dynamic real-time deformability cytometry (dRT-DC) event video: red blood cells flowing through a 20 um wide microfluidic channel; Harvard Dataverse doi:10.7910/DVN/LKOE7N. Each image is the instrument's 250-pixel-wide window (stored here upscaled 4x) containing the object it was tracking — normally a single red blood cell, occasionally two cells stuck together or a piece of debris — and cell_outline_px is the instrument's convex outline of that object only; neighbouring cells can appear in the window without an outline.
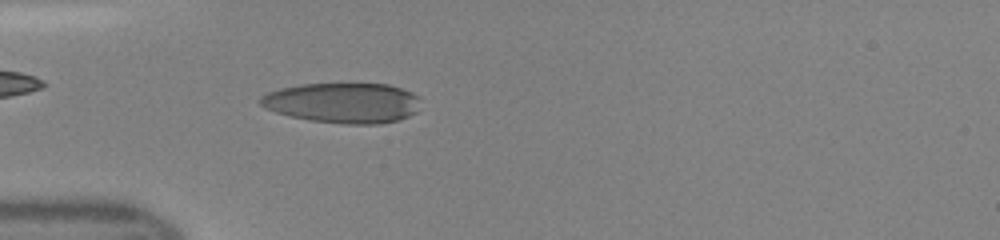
{"species": "human", "species_latin": "Homo sapiens", "temperature_condition": "room temperature", "stored_images_in_passage": 47, "camera_frame_rate_fps": 3000, "um_per_image_px": 0.085, "donor": {"sex": "female"}, "frame": {"image": 1, "passage_image": 14, "time_ms": 4.333, "image_size_px": [1000, 240], "cell_outline_px": [[420, 100], [416, 112], [400, 120], [376, 124], [344, 124], [308, 120], [276, 112], [264, 108], [256, 100], [260, 96], [268, 92], [280, 88], [300, 84], [388, 84], [412, 92], [420, 96]], "centroid_in_image_um": [29.13, 8.74], "position_along_channel_um": 55.9, "area_um2": 37.8}}
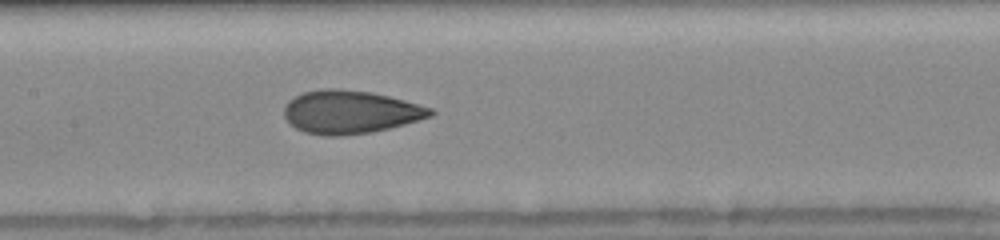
{"frame": {"image": 2, "passage_image": 23, "time_ms": 7.333, "image_size_px": [1000, 240], "cell_outline_px": [[436, 112], [432, 116], [404, 124], [372, 132], [340, 136], [328, 136], [304, 132], [296, 128], [284, 116], [284, 108], [288, 100], [304, 92], [324, 88], [336, 88], [372, 92], [404, 100], [432, 108]], "centroid_in_image_um": [29.77, 9.52], "position_along_channel_um": 177.6, "area_um2": 36.7}}
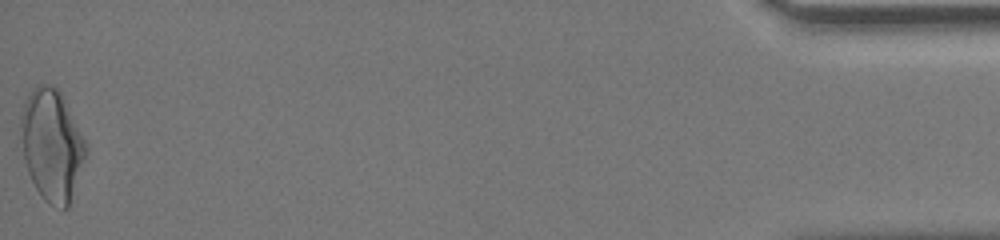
{"frame": {"image": 3, "passage_image": 47, "time_ms": 15.333, "image_size_px": [1000, 240], "cell_outline_px": [[88, 152], [68, 208], [64, 208], [48, 204], [44, 200], [36, 188], [28, 172], [24, 160], [20, 124], [20, 116], [24, 100], [32, 88], [36, 84], [52, 84], [60, 92], [88, 144]], "centroid_in_image_um": [4.41, 12.3], "position_along_channel_um": 430.8, "area_um2": 42.48}}